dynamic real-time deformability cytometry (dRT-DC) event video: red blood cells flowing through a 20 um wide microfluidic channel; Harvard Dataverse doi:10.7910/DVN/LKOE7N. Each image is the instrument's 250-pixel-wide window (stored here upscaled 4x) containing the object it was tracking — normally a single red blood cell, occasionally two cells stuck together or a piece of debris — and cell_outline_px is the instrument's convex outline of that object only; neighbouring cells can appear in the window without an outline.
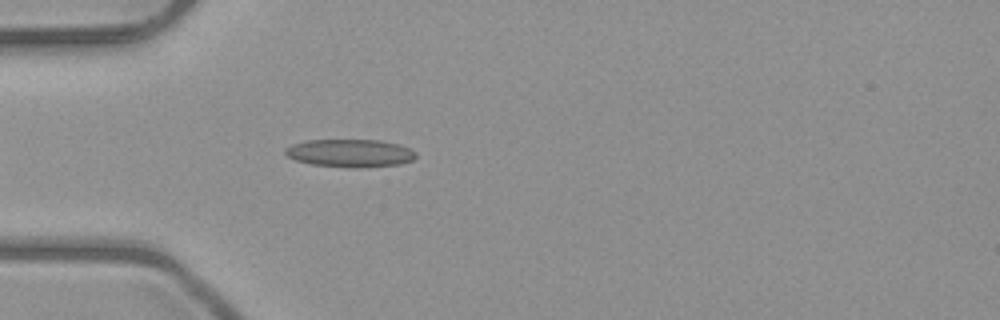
{"species": "common noctule bat (a hibernating species)", "species_latin": "Nyctalus noctula", "temperature_condition": "room temperature", "stored_images_in_passage": 10, "camera_frame_rate_fps": 3000, "um_per_image_px": 0.085, "animal": {"sex": "male", "body_mass_g": 23.1, "forearm_length_mm": 52.7}, "frame": {"image": 1, "passage_image": 6, "time_ms": 1.667, "image_size_px": [1000, 320], "cell_outline_px": [[416, 156], [412, 160], [400, 164], [360, 168], [356, 168], [312, 164], [296, 160], [288, 156], [284, 152], [284, 148], [292, 144], [304, 140], [380, 140], [400, 144], [416, 152]], "centroid_in_image_um": [29.76, 13.01], "position_along_channel_um": 55.2, "area_um2": 21.27}}